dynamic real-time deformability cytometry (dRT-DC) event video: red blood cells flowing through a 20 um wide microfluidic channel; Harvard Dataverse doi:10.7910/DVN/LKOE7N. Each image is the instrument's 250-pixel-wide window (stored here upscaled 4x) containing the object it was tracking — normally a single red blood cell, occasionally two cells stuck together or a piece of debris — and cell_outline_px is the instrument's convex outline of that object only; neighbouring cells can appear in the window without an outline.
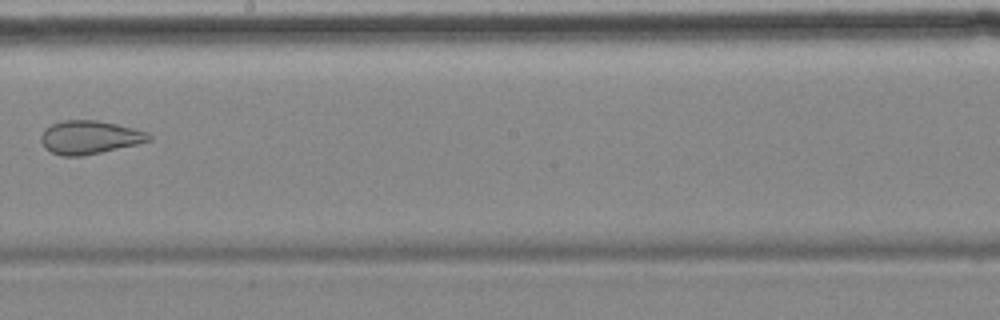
{"species": "common noctule bat (a hibernating species)", "species_latin": "Nyctalus noctula", "temperature_condition": "cold", "stored_images_in_passage": 8, "camera_frame_rate_fps": 3000, "um_per_image_px": 0.085, "animal": {"sex": "female", "body_mass_g": 18.4}, "frame": {"image": 1, "passage_image": 8, "time_ms": 8.333, "image_size_px": [1000, 320], "cell_outline_px": [[152, 140], [136, 144], [100, 152], [80, 156], [60, 156], [44, 148], [40, 140], [40, 136], [44, 128], [52, 124], [64, 120], [96, 120], [116, 124], [148, 132], [152, 136]], "centroid_in_image_um": [7.58, 11.67], "position_along_channel_um": 240.6, "area_um2": 20.92}}